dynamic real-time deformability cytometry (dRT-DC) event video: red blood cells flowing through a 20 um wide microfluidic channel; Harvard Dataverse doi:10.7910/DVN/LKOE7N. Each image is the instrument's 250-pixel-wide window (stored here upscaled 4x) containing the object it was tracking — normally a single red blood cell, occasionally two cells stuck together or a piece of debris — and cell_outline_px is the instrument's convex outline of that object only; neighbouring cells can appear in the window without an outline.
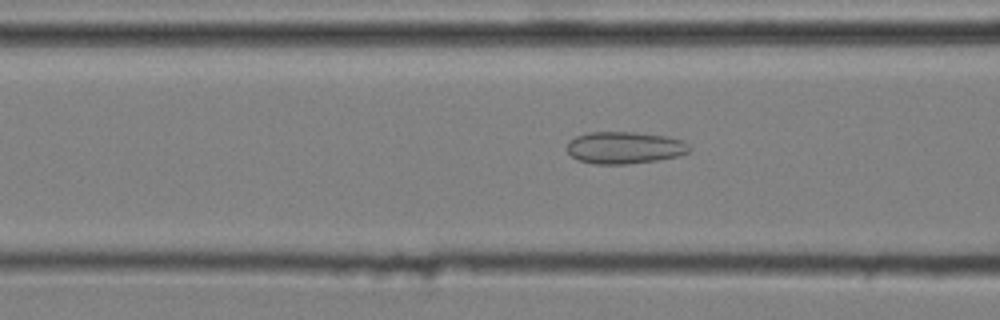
{"species": "common noctule bat (a hibernating species)", "species_latin": "Nyctalus noctula", "temperature_condition": "cold", "stored_images_in_passage": 38, "camera_frame_rate_fps": 3000, "um_per_image_px": 0.085, "animal": {"sex": "male", "body_mass_g": 20.4}, "frame": {"image": 1, "passage_image": 10, "time_ms": 3.0, "image_size_px": [1000, 320], "cell_outline_px": [[692, 148], [688, 152], [676, 156], [656, 160], [628, 164], [592, 164], [580, 160], [572, 156], [568, 152], [568, 140], [576, 136], [588, 132], [632, 132], [668, 136], [684, 140]], "centroid_in_image_um": [53.1, 12.54], "position_along_channel_um": 113.5, "area_um2": 22.89}}
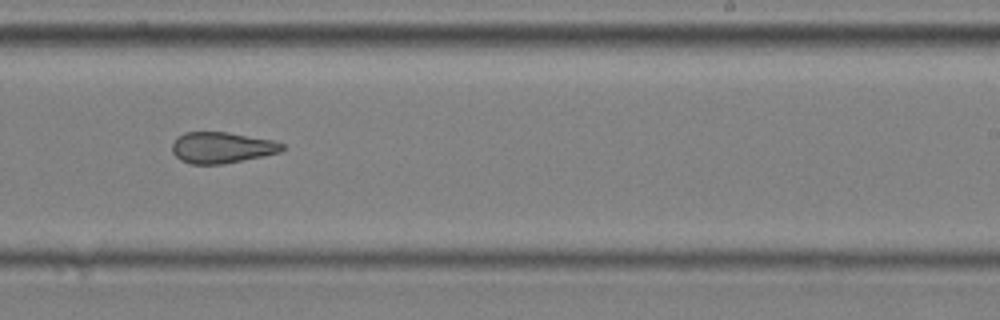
{"frame": {"image": 2, "passage_image": 23, "time_ms": 7.333, "image_size_px": [1000, 320], "cell_outline_px": [[284, 148], [280, 152], [264, 156], [224, 164], [192, 164], [180, 160], [172, 152], [172, 144], [184, 132], [228, 132], [276, 140], [284, 144]], "centroid_in_image_um": [18.89, 12.54], "position_along_channel_um": 270.1, "area_um2": 20.06}}
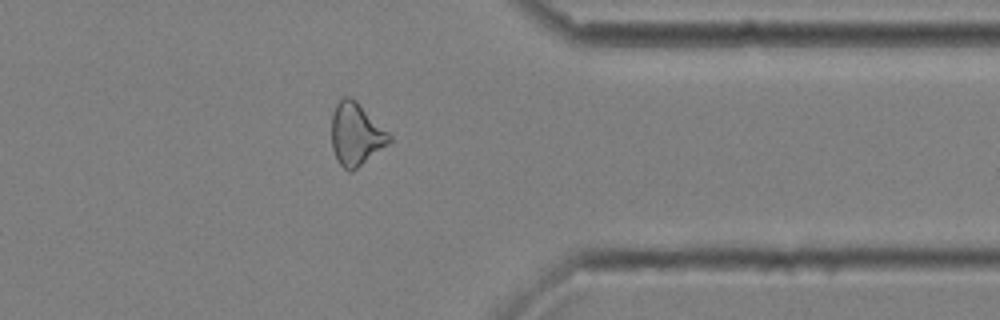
{"frame": {"image": 3, "passage_image": 33, "time_ms": 10.667, "image_size_px": [1000, 320], "cell_outline_px": [[392, 140], [388, 144], [352, 172], [348, 172], [336, 160], [332, 148], [332, 112], [336, 104], [344, 96], [352, 96], [392, 136]], "centroid_in_image_um": [30.24, 11.41], "position_along_channel_um": 381.2, "area_um2": 21.04}, "authors_computed_cell_mechanics": {"area_um2": 20.9814, "velocity_mm_per_s": 3.6192, "shape_relaxation_time_tau1_ms": null, "shape_relaxation_time_tau2_ms": 2.0611, "deformation_change_tau1": null, "deformation_change_tau2": 0.103}}